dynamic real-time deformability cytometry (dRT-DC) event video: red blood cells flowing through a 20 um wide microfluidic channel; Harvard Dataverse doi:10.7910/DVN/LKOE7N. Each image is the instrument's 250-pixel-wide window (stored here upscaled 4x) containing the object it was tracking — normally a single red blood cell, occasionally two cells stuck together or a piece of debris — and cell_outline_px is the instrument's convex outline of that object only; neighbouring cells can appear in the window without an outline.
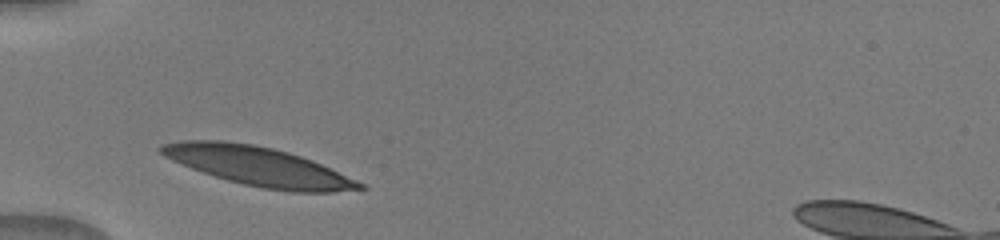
{"species": "human", "species_latin": "Homo sapiens", "temperature_condition": "warm", "stored_images_in_passage": 11, "camera_frame_rate_fps": 3000, "um_per_image_px": 0.085, "donor": {"sex": "male"}, "frame": {"image": 1, "passage_image": 1, "time_ms": 0.0, "image_size_px": [1000, 240], "cell_outline_px": [[368, 188], [332, 192], [292, 192], [264, 188], [244, 184], [228, 180], [192, 168], [172, 160], [164, 156], [156, 148], [160, 144], [180, 140], [224, 140], [252, 144], [272, 148], [288, 152], [312, 160], [356, 180], [364, 184]], "centroid_in_image_um": [21.93, 14.12], "position_along_channel_um": 63.1, "area_um2": 44.74}}
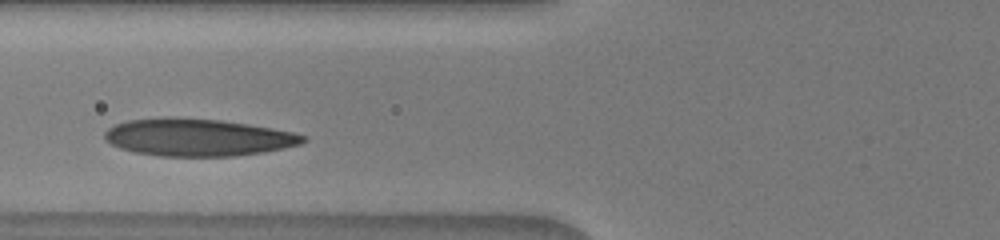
{"frame": {"image": 2, "passage_image": 4, "time_ms": 1.333, "image_size_px": [1000, 240], "cell_outline_px": [[308, 140], [300, 144], [264, 152], [232, 156], [160, 156], [132, 152], [120, 148], [104, 140], [104, 132], [108, 128], [116, 124], [128, 120], [164, 116], [176, 116], [220, 120], [248, 124], [272, 128], [292, 132], [304, 136]], "centroid_in_image_um": [16.76, 11.66], "position_along_channel_um": 109.0, "area_um2": 43.47}}
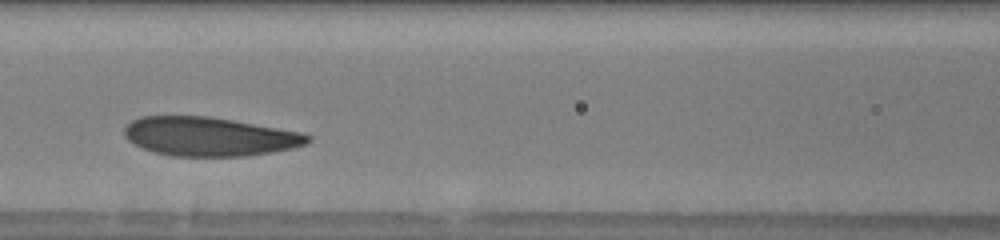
{"frame": {"image": 3, "passage_image": 7, "time_ms": 2.333, "image_size_px": [1000, 240], "cell_outline_px": [[312, 140], [308, 144], [292, 148], [272, 152], [244, 156], [172, 156], [156, 152], [144, 148], [128, 140], [124, 136], [124, 128], [132, 120], [140, 116], [208, 116], [232, 120], [300, 132], [312, 136]], "centroid_in_image_um": [17.81, 11.6], "position_along_channel_um": 148.8, "area_um2": 41.44}}